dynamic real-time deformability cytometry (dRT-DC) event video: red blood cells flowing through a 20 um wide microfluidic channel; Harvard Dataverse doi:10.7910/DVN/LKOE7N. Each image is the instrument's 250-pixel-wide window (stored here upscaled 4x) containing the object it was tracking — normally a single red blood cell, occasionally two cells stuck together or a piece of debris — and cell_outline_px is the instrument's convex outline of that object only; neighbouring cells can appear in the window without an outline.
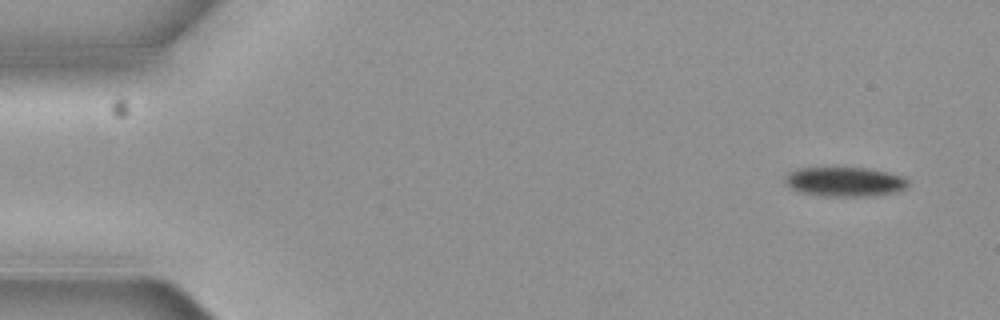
{"species": "common noctule bat (a hibernating species)", "species_latin": "Nyctalus noctula", "temperature_condition": "cold", "stored_images_in_passage": 5, "camera_frame_rate_fps": 3000, "um_per_image_px": 0.085, "animal": {"sex": "female", "body_mass_g": 19.3, "forearm_length_mm": 54.1}, "frame": {"image": 1, "passage_image": 1, "time_ms": 0.0, "image_size_px": [1000, 320], "cell_outline_px": [[908, 184], [904, 188], [892, 192], [868, 196], [824, 196], [800, 192], [792, 188], [784, 180], [784, 176], [788, 172], [796, 168], [868, 168], [888, 172], [900, 176], [908, 180]], "centroid_in_image_um": [71.75, 15.44], "position_along_channel_um": 13.2, "area_um2": 20.87}}
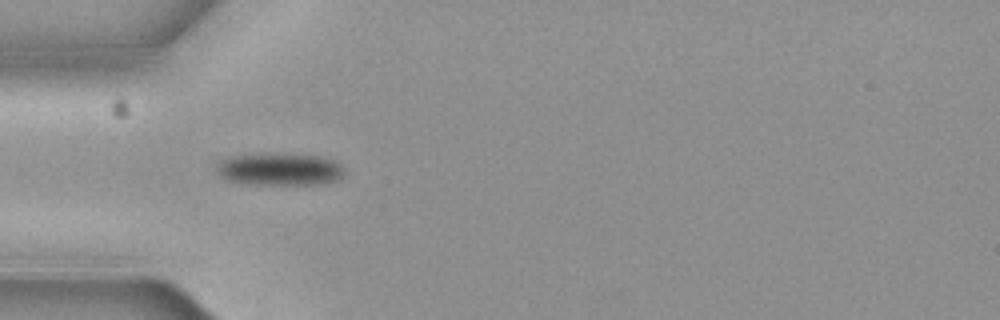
{"frame": {"image": 2, "passage_image": 5, "time_ms": 1.333, "image_size_px": [1000, 320], "cell_outline_px": [[344, 172], [336, 180], [316, 184], [256, 184], [228, 180], [220, 176], [216, 172], [216, 168], [220, 160], [232, 156], [264, 152], [268, 152], [316, 156], [336, 160], [344, 168]], "centroid_in_image_um": [23.74, 14.36], "position_along_channel_um": 61.3, "area_um2": 24.22}}